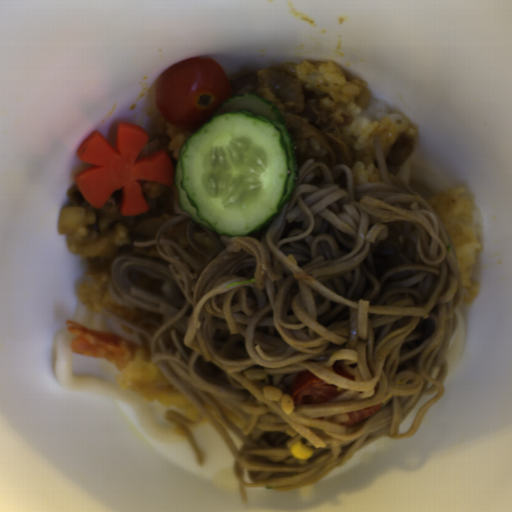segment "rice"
<instances>
[{"mask_svg":"<svg viewBox=\"0 0 512 512\" xmlns=\"http://www.w3.org/2000/svg\"><path fill=\"white\" fill-rule=\"evenodd\" d=\"M308 88L330 98L334 106L347 114L352 123L348 135L357 149V160L350 172L354 184L382 181L376 152L379 136L385 158L399 135H408L414 144L420 134L403 114L384 101L373 99L367 83L346 77L342 66L334 62L307 61L291 71Z\"/></svg>","mask_w":512,"mask_h":512,"instance_id":"1","label":"rice"},{"mask_svg":"<svg viewBox=\"0 0 512 512\" xmlns=\"http://www.w3.org/2000/svg\"><path fill=\"white\" fill-rule=\"evenodd\" d=\"M422 198L438 214L452 242L462 280V303L470 304L479 293V286L472 278L473 265L482 249L478 212L469 201L465 187L449 188Z\"/></svg>","mask_w":512,"mask_h":512,"instance_id":"2","label":"rice"},{"mask_svg":"<svg viewBox=\"0 0 512 512\" xmlns=\"http://www.w3.org/2000/svg\"><path fill=\"white\" fill-rule=\"evenodd\" d=\"M84 276L78 294L86 309L103 313V309L107 308L136 327L147 318H152L158 322L163 319V315L160 313L119 304L108 290L107 283L109 279L90 275L87 271H85Z\"/></svg>","mask_w":512,"mask_h":512,"instance_id":"3","label":"rice"}]
</instances>
